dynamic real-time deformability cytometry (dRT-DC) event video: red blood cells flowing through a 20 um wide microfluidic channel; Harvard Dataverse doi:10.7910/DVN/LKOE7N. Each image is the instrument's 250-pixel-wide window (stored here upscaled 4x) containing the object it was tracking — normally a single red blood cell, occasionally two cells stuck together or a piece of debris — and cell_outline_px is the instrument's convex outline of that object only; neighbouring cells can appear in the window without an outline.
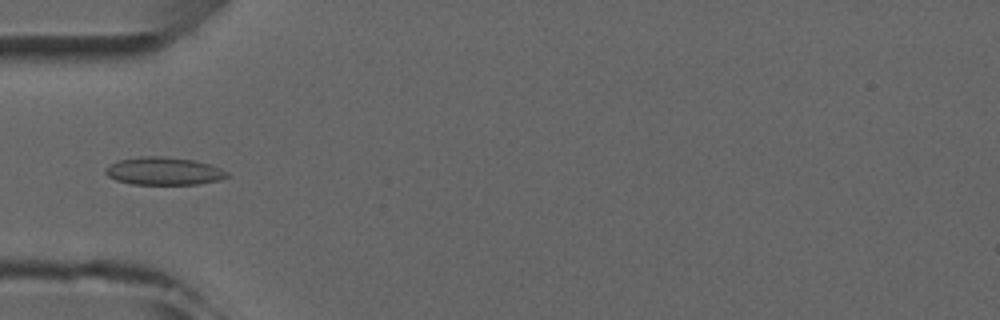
{"species": "common noctule bat (a hibernating species)", "species_latin": "Nyctalus noctula", "temperature_condition": "room temperature", "stored_images_in_passage": 6, "camera_frame_rate_fps": 3000, "um_per_image_px": 0.085, "animal": {"sex": "male", "forearm_length_mm": 52.5}, "frame": {"image": 1, "passage_image": 5, "time_ms": 4.667, "image_size_px": [1000, 320], "cell_outline_px": [[228, 176], [220, 180], [196, 184], [132, 184], [116, 180], [108, 176], [104, 172], [104, 168], [120, 160], [140, 156], [164, 156], [192, 160], [208, 164], [220, 168], [228, 172]], "centroid_in_image_um": [13.91, 14.54], "position_along_channel_um": 71.1, "area_um2": 19.54}}
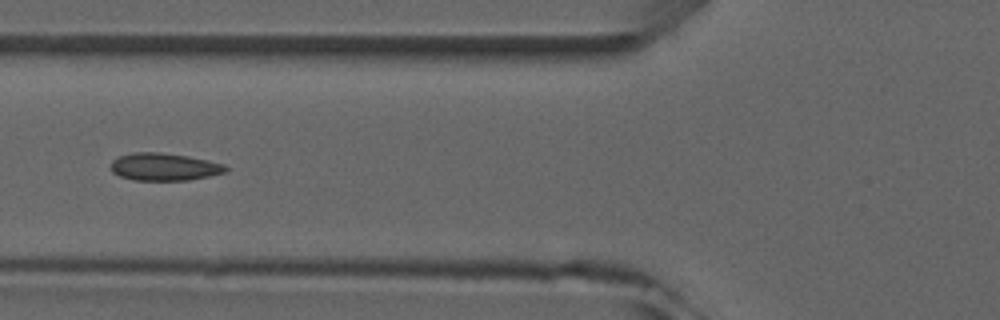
{"frame": {"image": 2, "passage_image": 6, "time_ms": 5.667, "image_size_px": [1000, 320], "cell_outline_px": [[228, 172], [188, 180], [132, 180], [120, 176], [112, 172], [112, 160], [120, 156], [132, 152], [160, 152], [188, 156], [208, 160], [224, 164], [228, 168]], "centroid_in_image_um": [13.97, 14.18], "position_along_channel_um": 111.8, "area_um2": 18.44}}